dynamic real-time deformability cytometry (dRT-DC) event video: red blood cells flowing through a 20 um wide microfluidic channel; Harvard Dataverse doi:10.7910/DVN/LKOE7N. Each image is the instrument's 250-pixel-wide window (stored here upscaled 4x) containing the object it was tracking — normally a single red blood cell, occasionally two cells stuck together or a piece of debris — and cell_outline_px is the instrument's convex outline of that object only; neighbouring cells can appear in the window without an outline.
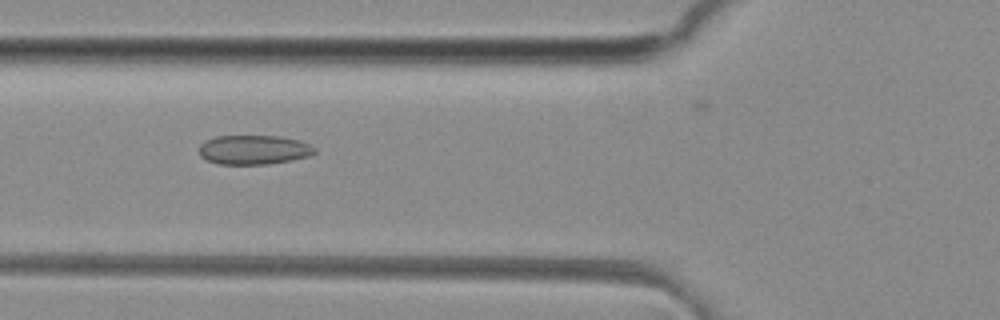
{"species": "common noctule bat (a hibernating species)", "species_latin": "Nyctalus noctula", "temperature_condition": "room temperature", "stored_images_in_passage": 32, "camera_frame_rate_fps": 3000, "um_per_image_px": 0.085, "animal": {"sex": "female", "body_mass_g": 29.2, "forearm_length_mm": 56.3}, "frame": {"image": 1, "passage_image": 4, "time_ms": 1.0, "image_size_px": [1000, 320], "cell_outline_px": [[316, 152], [312, 156], [292, 160], [268, 164], [216, 164], [200, 156], [200, 144], [204, 140], [216, 136], [280, 136], [300, 140], [316, 148]], "centroid_in_image_um": [21.59, 12.73], "position_along_channel_um": 104.2, "area_um2": 19.94}}
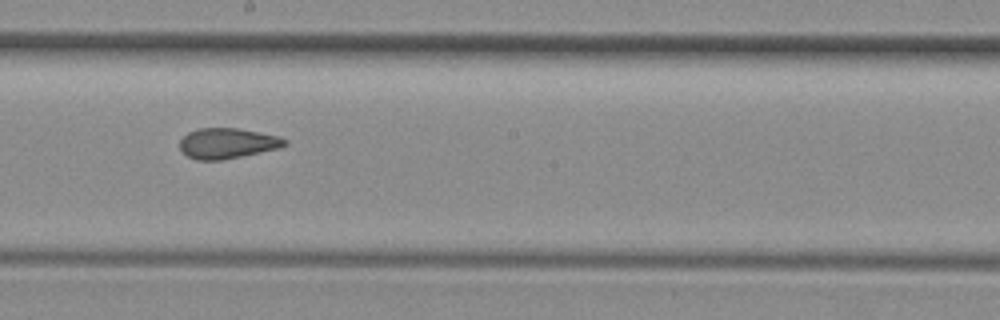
{"frame": {"image": 2, "passage_image": 13, "time_ms": 4.0, "image_size_px": [1000, 320], "cell_outline_px": [[288, 144], [280, 148], [220, 160], [196, 160], [188, 156], [180, 148], [180, 140], [188, 132], [200, 128], [236, 128], [280, 136], [288, 140]], "centroid_in_image_um": [19.35, 12.17], "position_along_channel_um": 228.9, "area_um2": 18.5}}
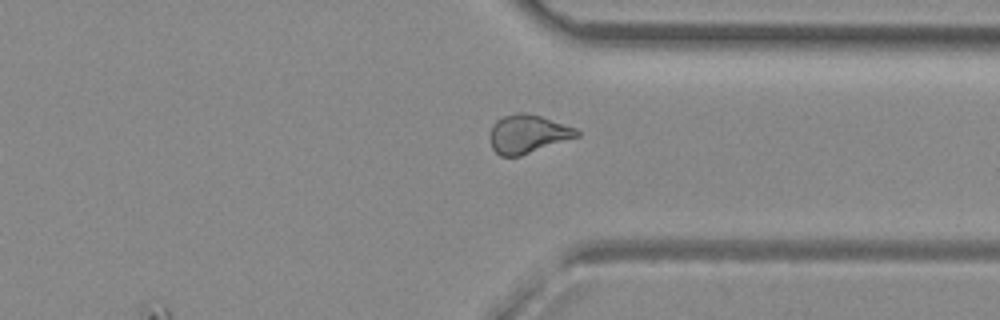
{"frame": {"image": 3, "passage_image": 23, "time_ms": 7.333, "image_size_px": [1000, 320], "cell_outline_px": [[580, 136], [520, 156], [500, 156], [492, 148], [488, 136], [492, 124], [496, 120], [504, 116], [516, 112], [524, 112], [540, 116], [576, 128], [580, 132]], "centroid_in_image_um": [44.83, 11.39], "position_along_channel_um": 366.6, "area_um2": 19.59}, "authors_computed_cell_mechanics": {"area_um2": 19.0451, "velocity_mm_per_s": 4.1553, "shape_relaxation_time_tau1_ms": null, "shape_relaxation_time_tau2_ms": 1.9359, "deformation_change_tau1": null, "deformation_change_tau2": 0.079}}